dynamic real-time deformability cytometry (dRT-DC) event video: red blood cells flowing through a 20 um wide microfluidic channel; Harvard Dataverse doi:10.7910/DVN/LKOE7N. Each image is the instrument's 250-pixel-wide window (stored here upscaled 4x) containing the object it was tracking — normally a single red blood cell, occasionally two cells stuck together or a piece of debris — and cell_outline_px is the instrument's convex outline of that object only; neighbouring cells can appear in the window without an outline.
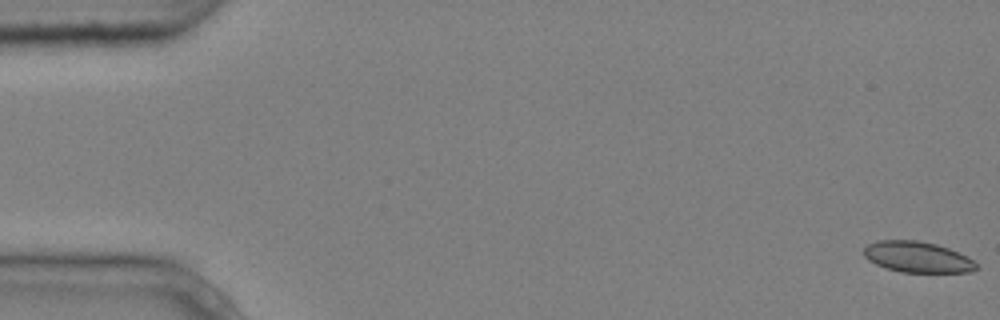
{"species": "common noctule bat (a hibernating species)", "species_latin": "Nyctalus noctula", "temperature_condition": "cold", "stored_images_in_passage": 5, "camera_frame_rate_fps": 3000, "um_per_image_px": 0.085, "animal": {"sex": "male", "body_mass_g": 20.4}, "frame": {"image": 1, "passage_image": 1, "time_ms": 0.0, "image_size_px": [1000, 320], "cell_outline_px": [[980, 268], [972, 272], [900, 272], [884, 268], [868, 260], [864, 256], [864, 248], [868, 244], [876, 240], [916, 240], [936, 244], [948, 248], [972, 260]], "centroid_in_image_um": [77.94, 21.85], "position_along_channel_um": 7.1, "area_um2": 20.23}}
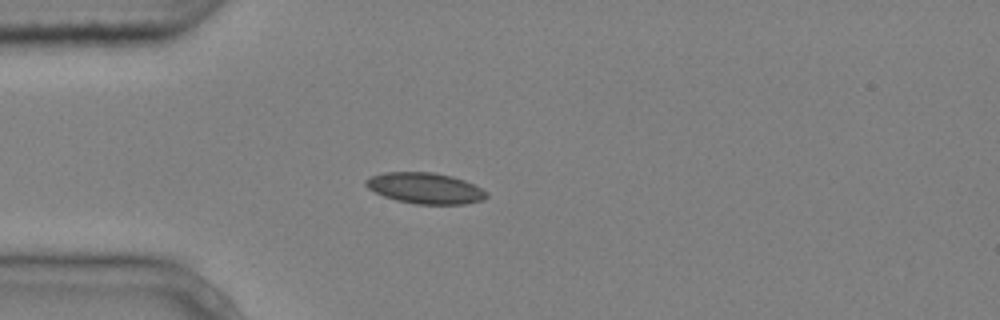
{"frame": {"image": 2, "passage_image": 5, "time_ms": 1.333, "image_size_px": [1000, 320], "cell_outline_px": [[488, 196], [484, 200], [464, 204], [416, 204], [396, 200], [384, 196], [368, 188], [364, 184], [364, 180], [372, 176], [384, 172], [432, 172], [452, 176], [464, 180], [488, 192]], "centroid_in_image_um": [36.14, 16.0], "position_along_channel_um": 48.9, "area_um2": 21.73}}